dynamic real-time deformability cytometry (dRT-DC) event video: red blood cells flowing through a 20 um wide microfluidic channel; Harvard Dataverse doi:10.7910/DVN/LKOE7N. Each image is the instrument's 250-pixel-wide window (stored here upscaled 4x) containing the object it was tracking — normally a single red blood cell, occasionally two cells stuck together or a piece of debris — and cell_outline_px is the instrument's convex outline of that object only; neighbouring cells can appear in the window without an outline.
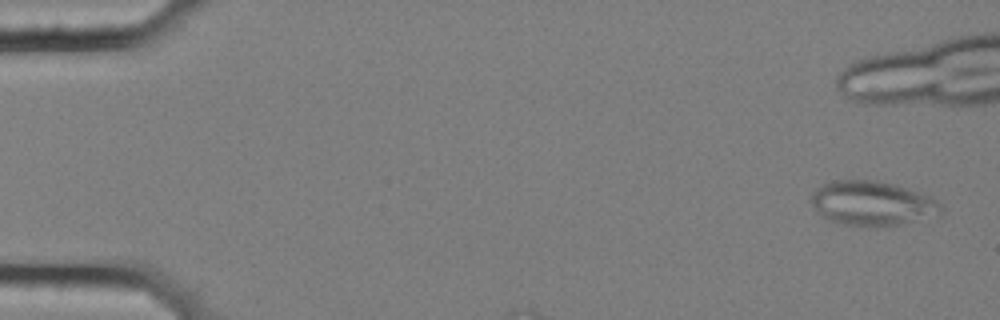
{"species": "common noctule bat (a hibernating species)", "species_latin": "Nyctalus noctula", "temperature_condition": "cold", "stored_images_in_passage": 11, "camera_frame_rate_fps": 3000, "um_per_image_px": 0.085, "animal": {"sex": "female", "body_mass_g": 25.1}, "frame": {"image": 1, "passage_image": 2, "time_ms": 0.333, "image_size_px": [1000, 320], "cell_outline_px": [[944, 212], [940, 216], [900, 224], [876, 228], [836, 224], [820, 216], [816, 212], [808, 200], [812, 192], [816, 188], [832, 180], [876, 180], [896, 184], [932, 196], [944, 208]], "centroid_in_image_um": [74.14, 17.31], "position_along_channel_um": 10.9, "area_um2": 34.91}}